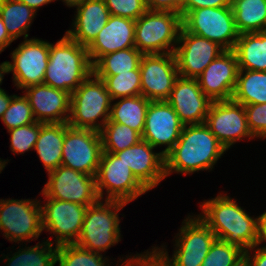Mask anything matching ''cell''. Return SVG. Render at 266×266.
Masks as SVG:
<instances>
[{
    "instance_id": "1",
    "label": "cell",
    "mask_w": 266,
    "mask_h": 266,
    "mask_svg": "<svg viewBox=\"0 0 266 266\" xmlns=\"http://www.w3.org/2000/svg\"><path fill=\"white\" fill-rule=\"evenodd\" d=\"M225 151L205 123L184 125L178 141L165 156L166 177L173 172L187 175L212 170Z\"/></svg>"
},
{
    "instance_id": "2",
    "label": "cell",
    "mask_w": 266,
    "mask_h": 266,
    "mask_svg": "<svg viewBox=\"0 0 266 266\" xmlns=\"http://www.w3.org/2000/svg\"><path fill=\"white\" fill-rule=\"evenodd\" d=\"M201 204L203 215L199 214L198 217L214 232L217 239L244 251L256 245L258 217L249 216L235 200L221 193Z\"/></svg>"
},
{
    "instance_id": "3",
    "label": "cell",
    "mask_w": 266,
    "mask_h": 266,
    "mask_svg": "<svg viewBox=\"0 0 266 266\" xmlns=\"http://www.w3.org/2000/svg\"><path fill=\"white\" fill-rule=\"evenodd\" d=\"M91 74L93 65L87 47L66 34L55 44H49V61L43 83L72 93Z\"/></svg>"
},
{
    "instance_id": "4",
    "label": "cell",
    "mask_w": 266,
    "mask_h": 266,
    "mask_svg": "<svg viewBox=\"0 0 266 266\" xmlns=\"http://www.w3.org/2000/svg\"><path fill=\"white\" fill-rule=\"evenodd\" d=\"M112 101L104 81L91 74L71 93L68 125L100 132L109 120Z\"/></svg>"
},
{
    "instance_id": "5",
    "label": "cell",
    "mask_w": 266,
    "mask_h": 266,
    "mask_svg": "<svg viewBox=\"0 0 266 266\" xmlns=\"http://www.w3.org/2000/svg\"><path fill=\"white\" fill-rule=\"evenodd\" d=\"M99 200L87 207L81 233L76 244L92 252H105L120 242L119 211L127 203L117 200Z\"/></svg>"
},
{
    "instance_id": "6",
    "label": "cell",
    "mask_w": 266,
    "mask_h": 266,
    "mask_svg": "<svg viewBox=\"0 0 266 266\" xmlns=\"http://www.w3.org/2000/svg\"><path fill=\"white\" fill-rule=\"evenodd\" d=\"M182 27L179 13L147 10L135 20V47L142 54L174 53Z\"/></svg>"
},
{
    "instance_id": "7",
    "label": "cell",
    "mask_w": 266,
    "mask_h": 266,
    "mask_svg": "<svg viewBox=\"0 0 266 266\" xmlns=\"http://www.w3.org/2000/svg\"><path fill=\"white\" fill-rule=\"evenodd\" d=\"M96 189L100 200H117L129 203L149 190L135 177L127 166L115 154L103 152L96 174Z\"/></svg>"
},
{
    "instance_id": "8",
    "label": "cell",
    "mask_w": 266,
    "mask_h": 266,
    "mask_svg": "<svg viewBox=\"0 0 266 266\" xmlns=\"http://www.w3.org/2000/svg\"><path fill=\"white\" fill-rule=\"evenodd\" d=\"M182 26L187 32L214 41L225 50H234L239 37L231 6L189 11L182 18Z\"/></svg>"
},
{
    "instance_id": "9",
    "label": "cell",
    "mask_w": 266,
    "mask_h": 266,
    "mask_svg": "<svg viewBox=\"0 0 266 266\" xmlns=\"http://www.w3.org/2000/svg\"><path fill=\"white\" fill-rule=\"evenodd\" d=\"M182 223L184 225L182 224L180 233L175 236L177 240L172 258L164 247L155 248L164 256L169 266H201L216 240V235L198 216H188Z\"/></svg>"
},
{
    "instance_id": "10",
    "label": "cell",
    "mask_w": 266,
    "mask_h": 266,
    "mask_svg": "<svg viewBox=\"0 0 266 266\" xmlns=\"http://www.w3.org/2000/svg\"><path fill=\"white\" fill-rule=\"evenodd\" d=\"M0 199V230L9 241L36 240L43 231L38 200Z\"/></svg>"
},
{
    "instance_id": "11",
    "label": "cell",
    "mask_w": 266,
    "mask_h": 266,
    "mask_svg": "<svg viewBox=\"0 0 266 266\" xmlns=\"http://www.w3.org/2000/svg\"><path fill=\"white\" fill-rule=\"evenodd\" d=\"M102 153L100 132L65 127L61 165L96 177Z\"/></svg>"
},
{
    "instance_id": "12",
    "label": "cell",
    "mask_w": 266,
    "mask_h": 266,
    "mask_svg": "<svg viewBox=\"0 0 266 266\" xmlns=\"http://www.w3.org/2000/svg\"><path fill=\"white\" fill-rule=\"evenodd\" d=\"M42 195L62 201H70L84 206L97 203L100 198L96 189V177L60 165L48 173Z\"/></svg>"
},
{
    "instance_id": "13",
    "label": "cell",
    "mask_w": 266,
    "mask_h": 266,
    "mask_svg": "<svg viewBox=\"0 0 266 266\" xmlns=\"http://www.w3.org/2000/svg\"><path fill=\"white\" fill-rule=\"evenodd\" d=\"M49 44L36 38L25 39L11 53L13 62L7 61V64L18 89L43 83L49 61Z\"/></svg>"
},
{
    "instance_id": "14",
    "label": "cell",
    "mask_w": 266,
    "mask_h": 266,
    "mask_svg": "<svg viewBox=\"0 0 266 266\" xmlns=\"http://www.w3.org/2000/svg\"><path fill=\"white\" fill-rule=\"evenodd\" d=\"M42 209V228L55 235V246L74 244L81 233L88 206L46 198Z\"/></svg>"
},
{
    "instance_id": "15",
    "label": "cell",
    "mask_w": 266,
    "mask_h": 266,
    "mask_svg": "<svg viewBox=\"0 0 266 266\" xmlns=\"http://www.w3.org/2000/svg\"><path fill=\"white\" fill-rule=\"evenodd\" d=\"M139 69L141 95L150 101H166L179 77L174 53L143 54Z\"/></svg>"
},
{
    "instance_id": "16",
    "label": "cell",
    "mask_w": 266,
    "mask_h": 266,
    "mask_svg": "<svg viewBox=\"0 0 266 266\" xmlns=\"http://www.w3.org/2000/svg\"><path fill=\"white\" fill-rule=\"evenodd\" d=\"M205 124L227 150L242 138L254 139L248 128L244 105L232 99L213 101Z\"/></svg>"
},
{
    "instance_id": "17",
    "label": "cell",
    "mask_w": 266,
    "mask_h": 266,
    "mask_svg": "<svg viewBox=\"0 0 266 266\" xmlns=\"http://www.w3.org/2000/svg\"><path fill=\"white\" fill-rule=\"evenodd\" d=\"M177 45L174 55L179 76L184 78H197L225 51L218 43L187 32L183 27Z\"/></svg>"
},
{
    "instance_id": "18",
    "label": "cell",
    "mask_w": 266,
    "mask_h": 266,
    "mask_svg": "<svg viewBox=\"0 0 266 266\" xmlns=\"http://www.w3.org/2000/svg\"><path fill=\"white\" fill-rule=\"evenodd\" d=\"M183 126L178 114L167 101H150L142 139L154 148L165 145L161 153L166 156L178 141Z\"/></svg>"
},
{
    "instance_id": "19",
    "label": "cell",
    "mask_w": 266,
    "mask_h": 266,
    "mask_svg": "<svg viewBox=\"0 0 266 266\" xmlns=\"http://www.w3.org/2000/svg\"><path fill=\"white\" fill-rule=\"evenodd\" d=\"M234 50H225L197 77L203 93L212 101L231 100L238 75Z\"/></svg>"
},
{
    "instance_id": "20",
    "label": "cell",
    "mask_w": 266,
    "mask_h": 266,
    "mask_svg": "<svg viewBox=\"0 0 266 266\" xmlns=\"http://www.w3.org/2000/svg\"><path fill=\"white\" fill-rule=\"evenodd\" d=\"M178 114L183 125L202 124L206 121L212 100L200 88L197 78L179 76L166 100Z\"/></svg>"
},
{
    "instance_id": "21",
    "label": "cell",
    "mask_w": 266,
    "mask_h": 266,
    "mask_svg": "<svg viewBox=\"0 0 266 266\" xmlns=\"http://www.w3.org/2000/svg\"><path fill=\"white\" fill-rule=\"evenodd\" d=\"M33 116L40 123H66L70 116L71 94L44 83L25 88Z\"/></svg>"
},
{
    "instance_id": "22",
    "label": "cell",
    "mask_w": 266,
    "mask_h": 266,
    "mask_svg": "<svg viewBox=\"0 0 266 266\" xmlns=\"http://www.w3.org/2000/svg\"><path fill=\"white\" fill-rule=\"evenodd\" d=\"M147 141L140 140L137 144L114 153L127 166L135 177L150 191L165 179V156L153 152Z\"/></svg>"
},
{
    "instance_id": "23",
    "label": "cell",
    "mask_w": 266,
    "mask_h": 266,
    "mask_svg": "<svg viewBox=\"0 0 266 266\" xmlns=\"http://www.w3.org/2000/svg\"><path fill=\"white\" fill-rule=\"evenodd\" d=\"M134 33L135 20L110 15L106 25L87 48L92 65L108 53L135 47Z\"/></svg>"
},
{
    "instance_id": "24",
    "label": "cell",
    "mask_w": 266,
    "mask_h": 266,
    "mask_svg": "<svg viewBox=\"0 0 266 266\" xmlns=\"http://www.w3.org/2000/svg\"><path fill=\"white\" fill-rule=\"evenodd\" d=\"M73 7L77 10L73 29L67 30L65 34L88 48L106 25L110 16L109 10L104 0H85Z\"/></svg>"
},
{
    "instance_id": "25",
    "label": "cell",
    "mask_w": 266,
    "mask_h": 266,
    "mask_svg": "<svg viewBox=\"0 0 266 266\" xmlns=\"http://www.w3.org/2000/svg\"><path fill=\"white\" fill-rule=\"evenodd\" d=\"M67 125L68 122L47 123L40 128L34 150H36L48 173L58 168L62 163V147Z\"/></svg>"
},
{
    "instance_id": "26",
    "label": "cell",
    "mask_w": 266,
    "mask_h": 266,
    "mask_svg": "<svg viewBox=\"0 0 266 266\" xmlns=\"http://www.w3.org/2000/svg\"><path fill=\"white\" fill-rule=\"evenodd\" d=\"M234 52L239 69L266 71V31L239 34Z\"/></svg>"
},
{
    "instance_id": "27",
    "label": "cell",
    "mask_w": 266,
    "mask_h": 266,
    "mask_svg": "<svg viewBox=\"0 0 266 266\" xmlns=\"http://www.w3.org/2000/svg\"><path fill=\"white\" fill-rule=\"evenodd\" d=\"M118 99L120 100L111 106L109 120L126 125L142 135L150 100L143 95Z\"/></svg>"
},
{
    "instance_id": "28",
    "label": "cell",
    "mask_w": 266,
    "mask_h": 266,
    "mask_svg": "<svg viewBox=\"0 0 266 266\" xmlns=\"http://www.w3.org/2000/svg\"><path fill=\"white\" fill-rule=\"evenodd\" d=\"M239 34L266 31V0H231Z\"/></svg>"
},
{
    "instance_id": "29",
    "label": "cell",
    "mask_w": 266,
    "mask_h": 266,
    "mask_svg": "<svg viewBox=\"0 0 266 266\" xmlns=\"http://www.w3.org/2000/svg\"><path fill=\"white\" fill-rule=\"evenodd\" d=\"M232 100L242 105L266 103V71L239 69Z\"/></svg>"
},
{
    "instance_id": "30",
    "label": "cell",
    "mask_w": 266,
    "mask_h": 266,
    "mask_svg": "<svg viewBox=\"0 0 266 266\" xmlns=\"http://www.w3.org/2000/svg\"><path fill=\"white\" fill-rule=\"evenodd\" d=\"M0 16L8 34L16 40L24 35L28 39V29L36 12L19 0H0Z\"/></svg>"
},
{
    "instance_id": "31",
    "label": "cell",
    "mask_w": 266,
    "mask_h": 266,
    "mask_svg": "<svg viewBox=\"0 0 266 266\" xmlns=\"http://www.w3.org/2000/svg\"><path fill=\"white\" fill-rule=\"evenodd\" d=\"M143 54L136 48L108 53L93 65L95 75H117L140 67Z\"/></svg>"
},
{
    "instance_id": "32",
    "label": "cell",
    "mask_w": 266,
    "mask_h": 266,
    "mask_svg": "<svg viewBox=\"0 0 266 266\" xmlns=\"http://www.w3.org/2000/svg\"><path fill=\"white\" fill-rule=\"evenodd\" d=\"M53 243L48 239L45 242L37 243L34 247H25L12 254L9 258L6 255L7 266H54L56 262V252ZM53 247V248H52Z\"/></svg>"
},
{
    "instance_id": "33",
    "label": "cell",
    "mask_w": 266,
    "mask_h": 266,
    "mask_svg": "<svg viewBox=\"0 0 266 266\" xmlns=\"http://www.w3.org/2000/svg\"><path fill=\"white\" fill-rule=\"evenodd\" d=\"M103 152L116 153L137 144L142 135L126 125L108 120L100 131Z\"/></svg>"
},
{
    "instance_id": "34",
    "label": "cell",
    "mask_w": 266,
    "mask_h": 266,
    "mask_svg": "<svg viewBox=\"0 0 266 266\" xmlns=\"http://www.w3.org/2000/svg\"><path fill=\"white\" fill-rule=\"evenodd\" d=\"M105 83L111 99L141 95L140 69L120 73L117 75H96Z\"/></svg>"
},
{
    "instance_id": "35",
    "label": "cell",
    "mask_w": 266,
    "mask_h": 266,
    "mask_svg": "<svg viewBox=\"0 0 266 266\" xmlns=\"http://www.w3.org/2000/svg\"><path fill=\"white\" fill-rule=\"evenodd\" d=\"M108 260L106 257L103 259L102 253L89 251L76 243L60 245L56 252L59 266H109Z\"/></svg>"
},
{
    "instance_id": "36",
    "label": "cell",
    "mask_w": 266,
    "mask_h": 266,
    "mask_svg": "<svg viewBox=\"0 0 266 266\" xmlns=\"http://www.w3.org/2000/svg\"><path fill=\"white\" fill-rule=\"evenodd\" d=\"M8 130L36 122L25 95H13L1 119Z\"/></svg>"
},
{
    "instance_id": "37",
    "label": "cell",
    "mask_w": 266,
    "mask_h": 266,
    "mask_svg": "<svg viewBox=\"0 0 266 266\" xmlns=\"http://www.w3.org/2000/svg\"><path fill=\"white\" fill-rule=\"evenodd\" d=\"M243 251L236 245L216 238L201 266H233Z\"/></svg>"
},
{
    "instance_id": "38",
    "label": "cell",
    "mask_w": 266,
    "mask_h": 266,
    "mask_svg": "<svg viewBox=\"0 0 266 266\" xmlns=\"http://www.w3.org/2000/svg\"><path fill=\"white\" fill-rule=\"evenodd\" d=\"M43 124L36 121L32 124L8 130V133H10L11 151L15 154H24L26 151L34 149Z\"/></svg>"
},
{
    "instance_id": "39",
    "label": "cell",
    "mask_w": 266,
    "mask_h": 266,
    "mask_svg": "<svg viewBox=\"0 0 266 266\" xmlns=\"http://www.w3.org/2000/svg\"><path fill=\"white\" fill-rule=\"evenodd\" d=\"M110 15L138 19L148 9L145 0H104Z\"/></svg>"
},
{
    "instance_id": "40",
    "label": "cell",
    "mask_w": 266,
    "mask_h": 266,
    "mask_svg": "<svg viewBox=\"0 0 266 266\" xmlns=\"http://www.w3.org/2000/svg\"><path fill=\"white\" fill-rule=\"evenodd\" d=\"M247 124L254 138L266 139V103L244 105Z\"/></svg>"
},
{
    "instance_id": "41",
    "label": "cell",
    "mask_w": 266,
    "mask_h": 266,
    "mask_svg": "<svg viewBox=\"0 0 266 266\" xmlns=\"http://www.w3.org/2000/svg\"><path fill=\"white\" fill-rule=\"evenodd\" d=\"M146 254H136L129 259H125L121 266H169L164 256L154 247L152 252Z\"/></svg>"
},
{
    "instance_id": "42",
    "label": "cell",
    "mask_w": 266,
    "mask_h": 266,
    "mask_svg": "<svg viewBox=\"0 0 266 266\" xmlns=\"http://www.w3.org/2000/svg\"><path fill=\"white\" fill-rule=\"evenodd\" d=\"M231 6V0H182L181 3V16L182 18L194 9L212 7L220 8Z\"/></svg>"
},
{
    "instance_id": "43",
    "label": "cell",
    "mask_w": 266,
    "mask_h": 266,
    "mask_svg": "<svg viewBox=\"0 0 266 266\" xmlns=\"http://www.w3.org/2000/svg\"><path fill=\"white\" fill-rule=\"evenodd\" d=\"M148 10L172 11L181 14L182 0H145Z\"/></svg>"
},
{
    "instance_id": "44",
    "label": "cell",
    "mask_w": 266,
    "mask_h": 266,
    "mask_svg": "<svg viewBox=\"0 0 266 266\" xmlns=\"http://www.w3.org/2000/svg\"><path fill=\"white\" fill-rule=\"evenodd\" d=\"M258 238L256 245L259 247L261 242L266 241V212L258 216ZM261 249L266 250V246H262Z\"/></svg>"
},
{
    "instance_id": "45",
    "label": "cell",
    "mask_w": 266,
    "mask_h": 266,
    "mask_svg": "<svg viewBox=\"0 0 266 266\" xmlns=\"http://www.w3.org/2000/svg\"><path fill=\"white\" fill-rule=\"evenodd\" d=\"M256 247V248H255ZM256 249L253 254V257H251V266H266V250H263L261 248H257V246H254L253 248H250L249 250Z\"/></svg>"
},
{
    "instance_id": "46",
    "label": "cell",
    "mask_w": 266,
    "mask_h": 266,
    "mask_svg": "<svg viewBox=\"0 0 266 266\" xmlns=\"http://www.w3.org/2000/svg\"><path fill=\"white\" fill-rule=\"evenodd\" d=\"M14 41V39L8 34L7 29L0 16V53Z\"/></svg>"
},
{
    "instance_id": "47",
    "label": "cell",
    "mask_w": 266,
    "mask_h": 266,
    "mask_svg": "<svg viewBox=\"0 0 266 266\" xmlns=\"http://www.w3.org/2000/svg\"><path fill=\"white\" fill-rule=\"evenodd\" d=\"M12 99V95L9 96L6 91L0 90V118L2 119L4 112L7 110Z\"/></svg>"
},
{
    "instance_id": "48",
    "label": "cell",
    "mask_w": 266,
    "mask_h": 266,
    "mask_svg": "<svg viewBox=\"0 0 266 266\" xmlns=\"http://www.w3.org/2000/svg\"><path fill=\"white\" fill-rule=\"evenodd\" d=\"M233 266H251V254L250 250L243 251L239 257L235 260Z\"/></svg>"
},
{
    "instance_id": "49",
    "label": "cell",
    "mask_w": 266,
    "mask_h": 266,
    "mask_svg": "<svg viewBox=\"0 0 266 266\" xmlns=\"http://www.w3.org/2000/svg\"><path fill=\"white\" fill-rule=\"evenodd\" d=\"M22 3H25L28 7L37 12L38 8L51 3L54 0H19Z\"/></svg>"
},
{
    "instance_id": "50",
    "label": "cell",
    "mask_w": 266,
    "mask_h": 266,
    "mask_svg": "<svg viewBox=\"0 0 266 266\" xmlns=\"http://www.w3.org/2000/svg\"><path fill=\"white\" fill-rule=\"evenodd\" d=\"M5 73H10L7 61L0 64V85L2 83V80L4 79L3 77ZM0 90H3V89L0 87Z\"/></svg>"
},
{
    "instance_id": "51",
    "label": "cell",
    "mask_w": 266,
    "mask_h": 266,
    "mask_svg": "<svg viewBox=\"0 0 266 266\" xmlns=\"http://www.w3.org/2000/svg\"><path fill=\"white\" fill-rule=\"evenodd\" d=\"M64 3H66L65 5H67L68 7H73L74 5L83 2L85 0H62Z\"/></svg>"
},
{
    "instance_id": "52",
    "label": "cell",
    "mask_w": 266,
    "mask_h": 266,
    "mask_svg": "<svg viewBox=\"0 0 266 266\" xmlns=\"http://www.w3.org/2000/svg\"><path fill=\"white\" fill-rule=\"evenodd\" d=\"M7 160H1V158H0V173H1V171L5 168V165H6V162Z\"/></svg>"
}]
</instances>
